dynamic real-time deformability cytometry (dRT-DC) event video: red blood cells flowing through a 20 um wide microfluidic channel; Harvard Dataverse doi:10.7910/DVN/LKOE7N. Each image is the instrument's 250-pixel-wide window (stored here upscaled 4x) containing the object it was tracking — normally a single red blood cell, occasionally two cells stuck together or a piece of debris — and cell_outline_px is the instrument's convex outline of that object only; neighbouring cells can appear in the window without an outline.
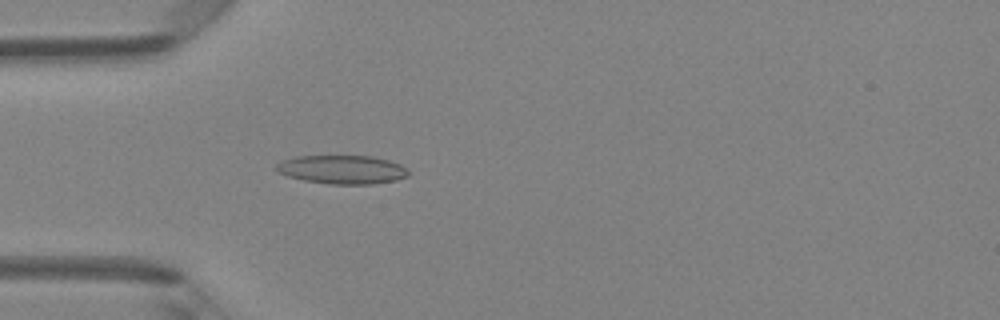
{"species": "Egyptian fruit bat (a non-hibernating species)", "species_latin": "Rousettus aegyptiacus", "temperature_condition": "room temperature", "stored_images_in_passage": 4, "camera_frame_rate_fps": 3000, "um_per_image_px": 0.085, "animal": {"sex": "female"}, "frame": {"image": 1, "passage_image": 4, "time_ms": 1.0, "image_size_px": [1000, 320], "cell_outline_px": [[408, 176], [396, 180], [372, 184], [328, 184], [304, 180], [288, 176], [280, 172], [276, 168], [276, 164], [280, 160], [296, 156], [372, 156], [388, 160], [400, 164], [408, 172]], "centroid_in_image_um": [29.07, 14.41], "position_along_channel_um": 55.9, "area_um2": 21.96}}